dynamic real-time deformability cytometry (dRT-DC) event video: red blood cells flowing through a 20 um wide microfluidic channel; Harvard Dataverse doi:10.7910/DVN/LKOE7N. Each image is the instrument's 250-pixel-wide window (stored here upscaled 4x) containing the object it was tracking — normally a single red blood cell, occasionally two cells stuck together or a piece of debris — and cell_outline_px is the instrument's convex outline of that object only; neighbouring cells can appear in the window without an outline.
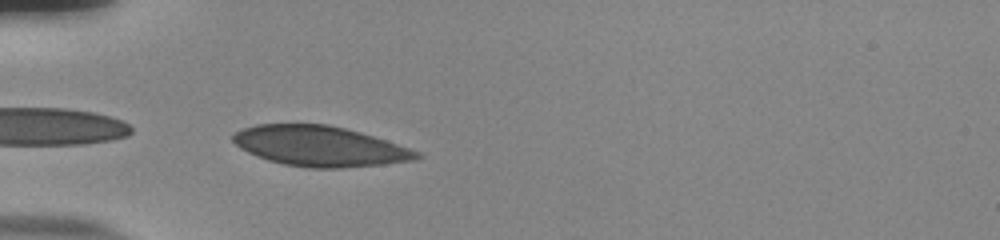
{"species": "human", "species_latin": "Homo sapiens", "temperature_condition": "room temperature", "stored_images_in_passage": 33, "camera_frame_rate_fps": 3000, "um_per_image_px": 0.085, "donor": {"sex": "male"}, "frame": {"image": 1, "passage_image": 1, "time_ms": 0.0, "image_size_px": [1000, 240], "cell_outline_px": [[420, 156], [416, 160], [384, 164], [340, 168], [308, 168], [284, 164], [268, 160], [256, 156], [240, 148], [232, 140], [232, 136], [236, 132], [244, 128], [256, 124], [328, 124], [360, 132], [420, 152]], "centroid_in_image_um": [27.15, 12.43], "position_along_channel_um": 57.8, "area_um2": 42.77}}
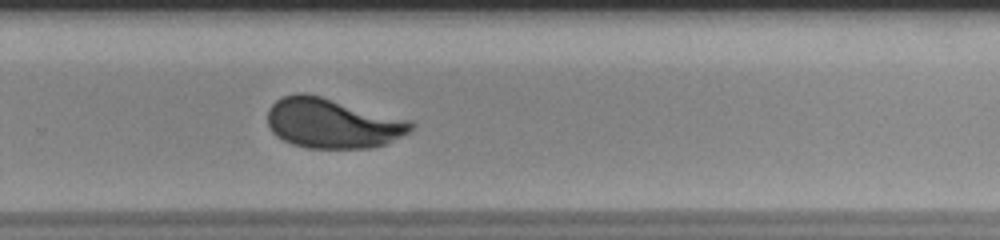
{"frame": {"image": 2, "passage_image": 21, "time_ms": 6.667, "image_size_px": [1000, 240], "cell_outline_px": [[412, 128], [408, 132], [384, 144], [368, 148], [304, 148], [292, 144], [276, 136], [272, 132], [268, 124], [268, 108], [276, 100], [284, 96], [296, 92], [304, 92], [320, 96], [412, 120]], "centroid_in_image_um": [28.22, 10.47], "position_along_channel_um": 301.6, "area_um2": 41.62}}
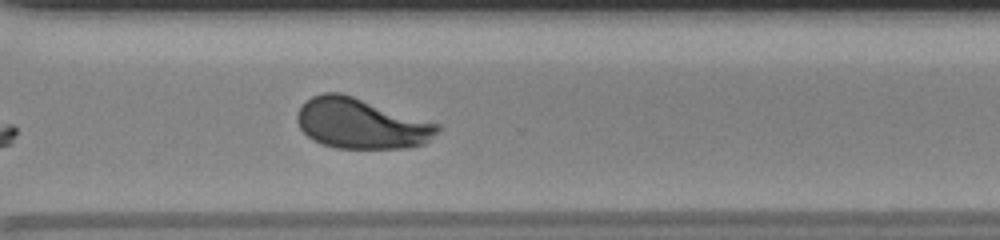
{"frame": {"image": 3, "passage_image": 24, "time_ms": 7.667, "image_size_px": [1000, 240], "cell_outline_px": [[440, 128], [424, 144], [404, 148], [336, 148], [320, 144], [312, 140], [300, 128], [296, 120], [296, 112], [300, 104], [312, 96], [324, 92], [340, 92], [440, 124]], "centroid_in_image_um": [30.63, 10.49], "position_along_channel_um": 340.0, "area_um2": 41.21}, "authors_computed_cell_mechanics": {"area_um2": 41.9628, "velocity_mm_per_s": 3.8077, "shape_relaxation_time_tau1_ms": 3.929, "shape_relaxation_time_tau2_ms": null, "deformation_change_tau1": 0.1434, "deformation_change_tau2": null}}